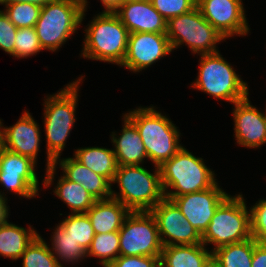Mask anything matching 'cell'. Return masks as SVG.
<instances>
[{
    "label": "cell",
    "instance_id": "1",
    "mask_svg": "<svg viewBox=\"0 0 266 267\" xmlns=\"http://www.w3.org/2000/svg\"><path fill=\"white\" fill-rule=\"evenodd\" d=\"M83 77L67 84L63 89L44 99V128L46 135V173L43 187H49L55 180L54 161L61 156L66 140L76 122L79 85Z\"/></svg>",
    "mask_w": 266,
    "mask_h": 267
},
{
    "label": "cell",
    "instance_id": "2",
    "mask_svg": "<svg viewBox=\"0 0 266 267\" xmlns=\"http://www.w3.org/2000/svg\"><path fill=\"white\" fill-rule=\"evenodd\" d=\"M138 130L143 141L148 160L160 166L172 158L183 146L180 132L166 115L150 107H136L124 114Z\"/></svg>",
    "mask_w": 266,
    "mask_h": 267
},
{
    "label": "cell",
    "instance_id": "3",
    "mask_svg": "<svg viewBox=\"0 0 266 267\" xmlns=\"http://www.w3.org/2000/svg\"><path fill=\"white\" fill-rule=\"evenodd\" d=\"M96 15L84 30L81 56L119 66L126 55L129 32L116 13Z\"/></svg>",
    "mask_w": 266,
    "mask_h": 267
},
{
    "label": "cell",
    "instance_id": "4",
    "mask_svg": "<svg viewBox=\"0 0 266 267\" xmlns=\"http://www.w3.org/2000/svg\"><path fill=\"white\" fill-rule=\"evenodd\" d=\"M159 171L165 197L199 192L217 183L216 174L205 165L203 158L194 156L185 147L164 161Z\"/></svg>",
    "mask_w": 266,
    "mask_h": 267
},
{
    "label": "cell",
    "instance_id": "5",
    "mask_svg": "<svg viewBox=\"0 0 266 267\" xmlns=\"http://www.w3.org/2000/svg\"><path fill=\"white\" fill-rule=\"evenodd\" d=\"M154 174L142 165L118 166L113 183L120 192L111 190V197L120 201L130 211H150L165 198L159 167Z\"/></svg>",
    "mask_w": 266,
    "mask_h": 267
},
{
    "label": "cell",
    "instance_id": "6",
    "mask_svg": "<svg viewBox=\"0 0 266 267\" xmlns=\"http://www.w3.org/2000/svg\"><path fill=\"white\" fill-rule=\"evenodd\" d=\"M87 0H57L41 8L35 29L42 49L51 52L65 44L83 21Z\"/></svg>",
    "mask_w": 266,
    "mask_h": 267
},
{
    "label": "cell",
    "instance_id": "7",
    "mask_svg": "<svg viewBox=\"0 0 266 267\" xmlns=\"http://www.w3.org/2000/svg\"><path fill=\"white\" fill-rule=\"evenodd\" d=\"M199 72L191 88L232 104L249 96L248 84L218 52L200 54Z\"/></svg>",
    "mask_w": 266,
    "mask_h": 267
},
{
    "label": "cell",
    "instance_id": "8",
    "mask_svg": "<svg viewBox=\"0 0 266 267\" xmlns=\"http://www.w3.org/2000/svg\"><path fill=\"white\" fill-rule=\"evenodd\" d=\"M242 194L229 195L216 209L208 228L202 234V243L214 245L211 251L223 245L252 238L250 209ZM249 210V211H248Z\"/></svg>",
    "mask_w": 266,
    "mask_h": 267
},
{
    "label": "cell",
    "instance_id": "9",
    "mask_svg": "<svg viewBox=\"0 0 266 267\" xmlns=\"http://www.w3.org/2000/svg\"><path fill=\"white\" fill-rule=\"evenodd\" d=\"M166 35L172 51L185 44L198 55L218 52L216 44L226 39L202 16L197 6L169 19Z\"/></svg>",
    "mask_w": 266,
    "mask_h": 267
},
{
    "label": "cell",
    "instance_id": "10",
    "mask_svg": "<svg viewBox=\"0 0 266 267\" xmlns=\"http://www.w3.org/2000/svg\"><path fill=\"white\" fill-rule=\"evenodd\" d=\"M119 238L122 256H161L163 244L150 211H131L119 230Z\"/></svg>",
    "mask_w": 266,
    "mask_h": 267
},
{
    "label": "cell",
    "instance_id": "11",
    "mask_svg": "<svg viewBox=\"0 0 266 267\" xmlns=\"http://www.w3.org/2000/svg\"><path fill=\"white\" fill-rule=\"evenodd\" d=\"M37 163L31 158L0 148V184L23 198L38 196Z\"/></svg>",
    "mask_w": 266,
    "mask_h": 267
},
{
    "label": "cell",
    "instance_id": "12",
    "mask_svg": "<svg viewBox=\"0 0 266 267\" xmlns=\"http://www.w3.org/2000/svg\"><path fill=\"white\" fill-rule=\"evenodd\" d=\"M150 212L156 219L163 246L202 243V235L184 217L172 200L164 198Z\"/></svg>",
    "mask_w": 266,
    "mask_h": 267
},
{
    "label": "cell",
    "instance_id": "13",
    "mask_svg": "<svg viewBox=\"0 0 266 267\" xmlns=\"http://www.w3.org/2000/svg\"><path fill=\"white\" fill-rule=\"evenodd\" d=\"M202 16L226 39L249 33L242 0H197Z\"/></svg>",
    "mask_w": 266,
    "mask_h": 267
},
{
    "label": "cell",
    "instance_id": "14",
    "mask_svg": "<svg viewBox=\"0 0 266 267\" xmlns=\"http://www.w3.org/2000/svg\"><path fill=\"white\" fill-rule=\"evenodd\" d=\"M229 196L218 183L209 189L187 193L177 197H165L172 200L184 217L202 235L214 216L218 206Z\"/></svg>",
    "mask_w": 266,
    "mask_h": 267
},
{
    "label": "cell",
    "instance_id": "15",
    "mask_svg": "<svg viewBox=\"0 0 266 267\" xmlns=\"http://www.w3.org/2000/svg\"><path fill=\"white\" fill-rule=\"evenodd\" d=\"M171 52L166 33H129L126 55L120 66L140 72Z\"/></svg>",
    "mask_w": 266,
    "mask_h": 267
},
{
    "label": "cell",
    "instance_id": "16",
    "mask_svg": "<svg viewBox=\"0 0 266 267\" xmlns=\"http://www.w3.org/2000/svg\"><path fill=\"white\" fill-rule=\"evenodd\" d=\"M234 135L237 144L248 148H259L266 144V117L249 98L233 104Z\"/></svg>",
    "mask_w": 266,
    "mask_h": 267
},
{
    "label": "cell",
    "instance_id": "17",
    "mask_svg": "<svg viewBox=\"0 0 266 267\" xmlns=\"http://www.w3.org/2000/svg\"><path fill=\"white\" fill-rule=\"evenodd\" d=\"M2 147L31 158L37 163L41 132L32 115L25 110L19 120L10 127L1 126Z\"/></svg>",
    "mask_w": 266,
    "mask_h": 267
},
{
    "label": "cell",
    "instance_id": "18",
    "mask_svg": "<svg viewBox=\"0 0 266 267\" xmlns=\"http://www.w3.org/2000/svg\"><path fill=\"white\" fill-rule=\"evenodd\" d=\"M115 13L129 33H166L167 21L150 0L125 1Z\"/></svg>",
    "mask_w": 266,
    "mask_h": 267
},
{
    "label": "cell",
    "instance_id": "19",
    "mask_svg": "<svg viewBox=\"0 0 266 267\" xmlns=\"http://www.w3.org/2000/svg\"><path fill=\"white\" fill-rule=\"evenodd\" d=\"M57 165L61 167L63 175L68 180L81 184L96 200L111 198L112 184L105 177L82 165L75 157H58L54 161V166Z\"/></svg>",
    "mask_w": 266,
    "mask_h": 267
},
{
    "label": "cell",
    "instance_id": "20",
    "mask_svg": "<svg viewBox=\"0 0 266 267\" xmlns=\"http://www.w3.org/2000/svg\"><path fill=\"white\" fill-rule=\"evenodd\" d=\"M124 125L122 132L118 136L112 132L111 142L114 145V153L118 166L122 165H142L148 156L141 139V136L136 129V126L123 115Z\"/></svg>",
    "mask_w": 266,
    "mask_h": 267
},
{
    "label": "cell",
    "instance_id": "21",
    "mask_svg": "<svg viewBox=\"0 0 266 267\" xmlns=\"http://www.w3.org/2000/svg\"><path fill=\"white\" fill-rule=\"evenodd\" d=\"M131 211L114 198L96 200L86 212L95 234L119 231Z\"/></svg>",
    "mask_w": 266,
    "mask_h": 267
},
{
    "label": "cell",
    "instance_id": "22",
    "mask_svg": "<svg viewBox=\"0 0 266 267\" xmlns=\"http://www.w3.org/2000/svg\"><path fill=\"white\" fill-rule=\"evenodd\" d=\"M212 251L203 243L163 246L160 267H211Z\"/></svg>",
    "mask_w": 266,
    "mask_h": 267
},
{
    "label": "cell",
    "instance_id": "23",
    "mask_svg": "<svg viewBox=\"0 0 266 267\" xmlns=\"http://www.w3.org/2000/svg\"><path fill=\"white\" fill-rule=\"evenodd\" d=\"M7 219L0 222V256L17 260L39 234L31 225L26 229Z\"/></svg>",
    "mask_w": 266,
    "mask_h": 267
},
{
    "label": "cell",
    "instance_id": "24",
    "mask_svg": "<svg viewBox=\"0 0 266 267\" xmlns=\"http://www.w3.org/2000/svg\"><path fill=\"white\" fill-rule=\"evenodd\" d=\"M82 165L105 177L111 184L118 168L113 149L85 147L75 150L73 155Z\"/></svg>",
    "mask_w": 266,
    "mask_h": 267
},
{
    "label": "cell",
    "instance_id": "25",
    "mask_svg": "<svg viewBox=\"0 0 266 267\" xmlns=\"http://www.w3.org/2000/svg\"><path fill=\"white\" fill-rule=\"evenodd\" d=\"M254 238L223 245L212 251V264L215 267H251Z\"/></svg>",
    "mask_w": 266,
    "mask_h": 267
},
{
    "label": "cell",
    "instance_id": "26",
    "mask_svg": "<svg viewBox=\"0 0 266 267\" xmlns=\"http://www.w3.org/2000/svg\"><path fill=\"white\" fill-rule=\"evenodd\" d=\"M55 186L54 194L67 204L72 214L86 213L96 202L81 184L68 180L64 175Z\"/></svg>",
    "mask_w": 266,
    "mask_h": 267
},
{
    "label": "cell",
    "instance_id": "27",
    "mask_svg": "<svg viewBox=\"0 0 266 267\" xmlns=\"http://www.w3.org/2000/svg\"><path fill=\"white\" fill-rule=\"evenodd\" d=\"M51 248L60 267H64L61 261L77 263L87 257V251L80 246L69 233H66L63 225L59 223L52 232ZM60 260V261H59Z\"/></svg>",
    "mask_w": 266,
    "mask_h": 267
},
{
    "label": "cell",
    "instance_id": "28",
    "mask_svg": "<svg viewBox=\"0 0 266 267\" xmlns=\"http://www.w3.org/2000/svg\"><path fill=\"white\" fill-rule=\"evenodd\" d=\"M119 242V231L95 234L87 257H97L103 267H108L120 255Z\"/></svg>",
    "mask_w": 266,
    "mask_h": 267
},
{
    "label": "cell",
    "instance_id": "29",
    "mask_svg": "<svg viewBox=\"0 0 266 267\" xmlns=\"http://www.w3.org/2000/svg\"><path fill=\"white\" fill-rule=\"evenodd\" d=\"M23 267H60L48 243L40 234L21 255Z\"/></svg>",
    "mask_w": 266,
    "mask_h": 267
},
{
    "label": "cell",
    "instance_id": "30",
    "mask_svg": "<svg viewBox=\"0 0 266 267\" xmlns=\"http://www.w3.org/2000/svg\"><path fill=\"white\" fill-rule=\"evenodd\" d=\"M66 233L82 246L86 251L89 249L94 238V230L86 213L70 214L60 222Z\"/></svg>",
    "mask_w": 266,
    "mask_h": 267
},
{
    "label": "cell",
    "instance_id": "31",
    "mask_svg": "<svg viewBox=\"0 0 266 267\" xmlns=\"http://www.w3.org/2000/svg\"><path fill=\"white\" fill-rule=\"evenodd\" d=\"M17 28L35 27L41 7L30 3H15L3 10Z\"/></svg>",
    "mask_w": 266,
    "mask_h": 267
},
{
    "label": "cell",
    "instance_id": "32",
    "mask_svg": "<svg viewBox=\"0 0 266 267\" xmlns=\"http://www.w3.org/2000/svg\"><path fill=\"white\" fill-rule=\"evenodd\" d=\"M13 57L27 58L42 51L35 27L18 28L15 36Z\"/></svg>",
    "mask_w": 266,
    "mask_h": 267
},
{
    "label": "cell",
    "instance_id": "33",
    "mask_svg": "<svg viewBox=\"0 0 266 267\" xmlns=\"http://www.w3.org/2000/svg\"><path fill=\"white\" fill-rule=\"evenodd\" d=\"M153 7L168 21L185 14L197 5V0H150Z\"/></svg>",
    "mask_w": 266,
    "mask_h": 267
},
{
    "label": "cell",
    "instance_id": "34",
    "mask_svg": "<svg viewBox=\"0 0 266 267\" xmlns=\"http://www.w3.org/2000/svg\"><path fill=\"white\" fill-rule=\"evenodd\" d=\"M251 235L266 245V200L260 199L250 208Z\"/></svg>",
    "mask_w": 266,
    "mask_h": 267
},
{
    "label": "cell",
    "instance_id": "35",
    "mask_svg": "<svg viewBox=\"0 0 266 267\" xmlns=\"http://www.w3.org/2000/svg\"><path fill=\"white\" fill-rule=\"evenodd\" d=\"M17 27L9 20L3 10H0V49L13 56Z\"/></svg>",
    "mask_w": 266,
    "mask_h": 267
},
{
    "label": "cell",
    "instance_id": "36",
    "mask_svg": "<svg viewBox=\"0 0 266 267\" xmlns=\"http://www.w3.org/2000/svg\"><path fill=\"white\" fill-rule=\"evenodd\" d=\"M108 267H160V256L119 255Z\"/></svg>",
    "mask_w": 266,
    "mask_h": 267
},
{
    "label": "cell",
    "instance_id": "37",
    "mask_svg": "<svg viewBox=\"0 0 266 267\" xmlns=\"http://www.w3.org/2000/svg\"><path fill=\"white\" fill-rule=\"evenodd\" d=\"M251 267H266V245L254 239V250Z\"/></svg>",
    "mask_w": 266,
    "mask_h": 267
},
{
    "label": "cell",
    "instance_id": "38",
    "mask_svg": "<svg viewBox=\"0 0 266 267\" xmlns=\"http://www.w3.org/2000/svg\"><path fill=\"white\" fill-rule=\"evenodd\" d=\"M57 0H0V4L6 6L15 4V3H30L40 6L41 8L46 6L49 3L56 2Z\"/></svg>",
    "mask_w": 266,
    "mask_h": 267
},
{
    "label": "cell",
    "instance_id": "39",
    "mask_svg": "<svg viewBox=\"0 0 266 267\" xmlns=\"http://www.w3.org/2000/svg\"><path fill=\"white\" fill-rule=\"evenodd\" d=\"M104 7V11L108 13H115L120 6L125 2V0H100Z\"/></svg>",
    "mask_w": 266,
    "mask_h": 267
},
{
    "label": "cell",
    "instance_id": "40",
    "mask_svg": "<svg viewBox=\"0 0 266 267\" xmlns=\"http://www.w3.org/2000/svg\"><path fill=\"white\" fill-rule=\"evenodd\" d=\"M4 194V192H0V222H2L9 215V206L7 205V198Z\"/></svg>",
    "mask_w": 266,
    "mask_h": 267
},
{
    "label": "cell",
    "instance_id": "41",
    "mask_svg": "<svg viewBox=\"0 0 266 267\" xmlns=\"http://www.w3.org/2000/svg\"><path fill=\"white\" fill-rule=\"evenodd\" d=\"M1 119H0V148L2 147V138H1V126H2Z\"/></svg>",
    "mask_w": 266,
    "mask_h": 267
}]
</instances>
